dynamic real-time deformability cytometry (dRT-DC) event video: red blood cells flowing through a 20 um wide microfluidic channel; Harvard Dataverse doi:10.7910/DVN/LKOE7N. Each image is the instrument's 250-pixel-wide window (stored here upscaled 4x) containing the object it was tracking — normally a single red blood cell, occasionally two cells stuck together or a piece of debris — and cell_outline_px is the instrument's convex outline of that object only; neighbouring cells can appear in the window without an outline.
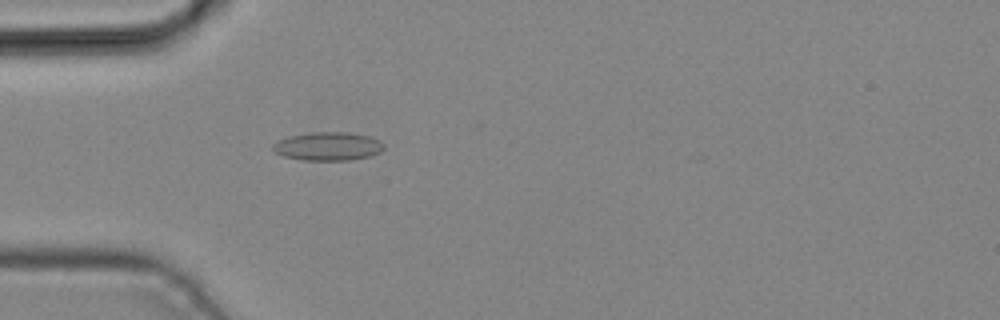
{"species": "common noctule bat (a hibernating species)", "species_latin": "Nyctalus noctula", "temperature_condition": "cold", "stored_images_in_passage": 1, "camera_frame_rate_fps": 3000, "um_per_image_px": 0.085, "animal": {"sex": "male", "body_mass_g": 19.2, "forearm_length_mm": 51.8}, "frame": {"image": 1, "passage_image": 1, "time_ms": 0.0, "image_size_px": [1000, 320], "cell_outline_px": [[384, 148], [380, 152], [368, 156], [348, 160], [304, 160], [284, 156], [276, 152], [272, 148], [272, 144], [288, 136], [312, 132], [348, 132], [368, 136], [380, 140], [384, 144]], "centroid_in_image_um": [27.88, 12.43], "position_along_channel_um": 57.1, "area_um2": 18.26}}